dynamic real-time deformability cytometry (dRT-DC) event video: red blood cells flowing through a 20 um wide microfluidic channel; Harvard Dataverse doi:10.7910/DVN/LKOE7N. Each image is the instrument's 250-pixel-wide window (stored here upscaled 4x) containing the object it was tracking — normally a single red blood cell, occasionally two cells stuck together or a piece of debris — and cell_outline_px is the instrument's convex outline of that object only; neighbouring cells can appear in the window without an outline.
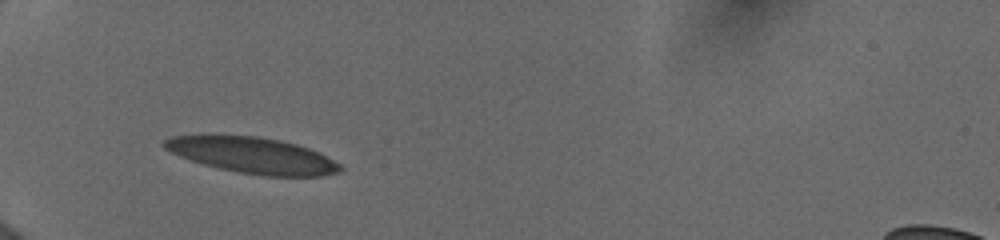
{"species": "human", "species_latin": "Homo sapiens", "temperature_condition": "cold", "stored_images_in_passage": 47, "camera_frame_rate_fps": 3000, "um_per_image_px": 0.085, "donor": {"sex": "female"}, "frame": {"image": 1, "passage_image": 1, "time_ms": 0.0, "image_size_px": [1000, 240], "cell_outline_px": [[344, 168], [340, 172], [320, 176], [264, 176], [236, 172], [204, 164], [180, 156], [164, 148], [160, 144], [164, 140], [172, 136], [208, 132], [260, 136], [280, 140], [296, 144], [308, 148], [340, 164]], "centroid_in_image_um": [21.37, 13.15], "position_along_channel_um": 63.6, "area_um2": 37.69}}
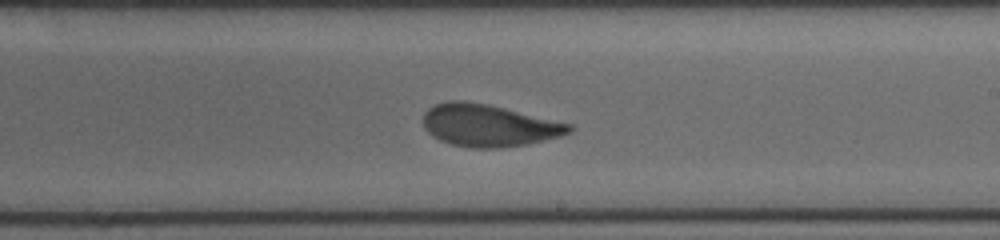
{"frame": {"image": 2, "passage_image": 28, "time_ms": 5.0, "image_size_px": [1000, 240], "cell_outline_px": [[572, 132], [560, 136], [544, 140], [524, 144], [500, 148], [472, 148], [452, 144], [440, 140], [432, 136], [424, 128], [424, 112], [428, 108], [436, 104], [448, 100], [464, 100], [488, 104], [572, 124]], "centroid_in_image_um": [41.52, 10.65], "position_along_channel_um": 247.5, "area_um2": 35.78}}
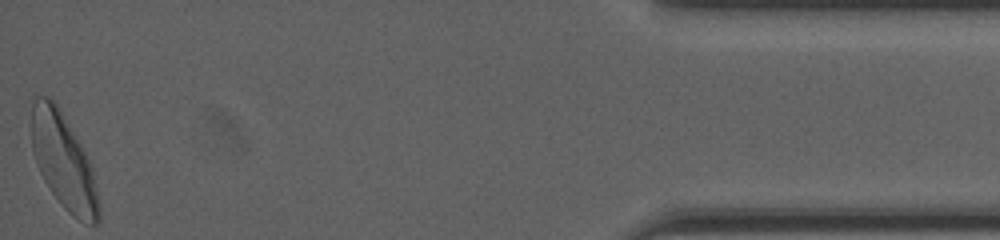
{"frame": {"image": 3, "passage_image": 47, "time_ms": 11.333, "image_size_px": [1000, 240], "cell_outline_px": [[100, 220], [96, 224], [88, 224], [72, 216], [64, 208], [52, 192], [44, 180], [36, 164], [32, 148], [32, 100], [36, 96], [52, 96], [80, 144], [92, 168], [100, 204]], "centroid_in_image_um": [5.4, 13.73], "position_along_channel_um": 429.8, "area_um2": 37.11}, "authors_computed_cell_mechanics": {"area_um2": 36.3562, "velocity_mm_per_s": 3.9625, "shape_relaxation_time_tau1_ms": 4.4702, "shape_relaxation_time_tau2_ms": 1.3614, "deformation_change_tau1": 0.1878, "deformation_change_tau2": 0.0794}}